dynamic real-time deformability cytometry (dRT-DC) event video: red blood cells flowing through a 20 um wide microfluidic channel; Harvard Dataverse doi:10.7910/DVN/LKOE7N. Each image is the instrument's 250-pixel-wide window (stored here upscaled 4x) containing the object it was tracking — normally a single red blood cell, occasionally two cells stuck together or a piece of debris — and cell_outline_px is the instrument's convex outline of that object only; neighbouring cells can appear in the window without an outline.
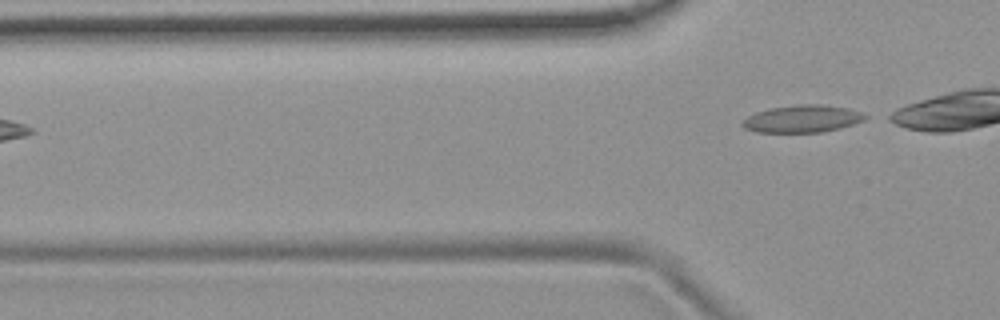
{"species": "common noctule bat (a hibernating species)", "species_latin": "Nyctalus noctula", "temperature_condition": "room temperature", "stored_images_in_passage": 5, "camera_frame_rate_fps": 3000, "um_per_image_px": 0.085, "animal": {"sex": "female", "body_mass_g": 19.9}, "frame": {"image": 1, "passage_image": 5, "time_ms": 5.333, "image_size_px": [1000, 320], "cell_outline_px": [[868, 116], [864, 120], [840, 128], [820, 132], [756, 132], [744, 128], [740, 124], [748, 116], [756, 112], [772, 108], [800, 104], [824, 104], [848, 108], [860, 112]], "centroid_in_image_um": [68.2, 10.09], "position_along_channel_um": 57.6, "area_um2": 19.42}}